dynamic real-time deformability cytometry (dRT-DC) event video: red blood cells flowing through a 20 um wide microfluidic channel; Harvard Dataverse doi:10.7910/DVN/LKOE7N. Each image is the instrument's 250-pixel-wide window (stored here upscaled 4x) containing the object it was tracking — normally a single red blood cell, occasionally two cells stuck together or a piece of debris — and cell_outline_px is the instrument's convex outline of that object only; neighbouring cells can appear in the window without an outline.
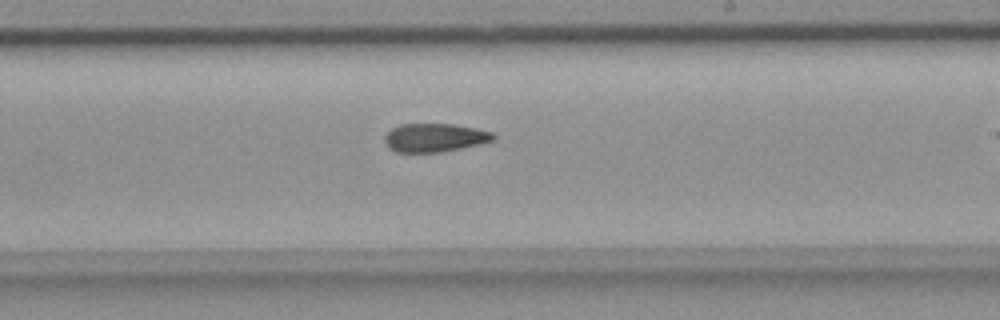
{"species": "common noctule bat (a hibernating species)", "species_latin": "Nyctalus noctula", "temperature_condition": "room temperature", "stored_images_in_passage": 40, "camera_frame_rate_fps": 3000, "um_per_image_px": 0.085, "animal": {"sex": "female", "body_mass_g": 18.4}, "frame": {"image": 1, "passage_image": 29, "time_ms": 9.333, "image_size_px": [1000, 320], "cell_outline_px": [[496, 136], [492, 140], [460, 148], [440, 152], [396, 152], [388, 148], [384, 140], [384, 136], [392, 128], [400, 124], [452, 124], [476, 128], [492, 132]], "centroid_in_image_um": [36.9, 11.69], "position_along_channel_um": 252.1, "area_um2": 17.86}}